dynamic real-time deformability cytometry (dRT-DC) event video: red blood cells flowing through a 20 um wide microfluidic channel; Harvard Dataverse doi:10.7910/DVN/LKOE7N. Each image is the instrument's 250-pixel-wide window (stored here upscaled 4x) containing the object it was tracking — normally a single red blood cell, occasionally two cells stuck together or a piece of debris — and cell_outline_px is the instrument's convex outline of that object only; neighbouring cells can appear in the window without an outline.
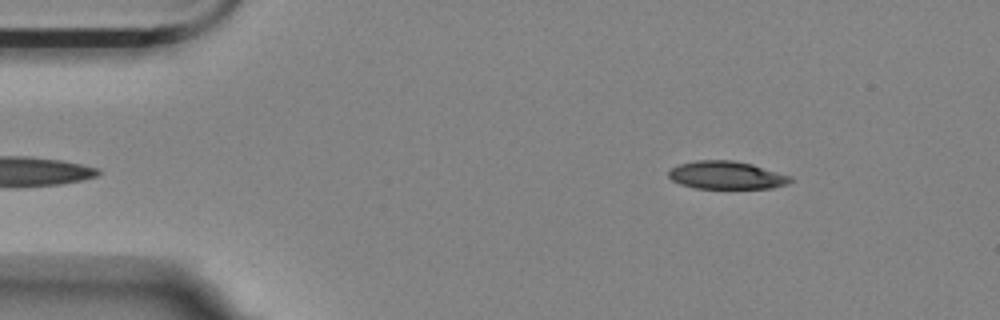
{"species": "Egyptian fruit bat (a non-hibernating species)", "species_latin": "Rousettus aegyptiacus", "temperature_condition": "room temperature", "stored_images_in_passage": 42, "camera_frame_rate_fps": 3000, "um_per_image_px": 0.085, "animal": {"sex": "female"}, "frame": {"image": 1, "passage_image": 2, "time_ms": 0.333, "image_size_px": [1000, 320], "cell_outline_px": [[792, 180], [788, 184], [772, 188], [696, 188], [680, 184], [672, 180], [668, 176], [668, 172], [672, 168], [680, 164], [696, 160], [732, 160], [752, 164], [792, 176]], "centroid_in_image_um": [61.76, 14.89], "position_along_channel_um": 23.2, "area_um2": 19.77}}
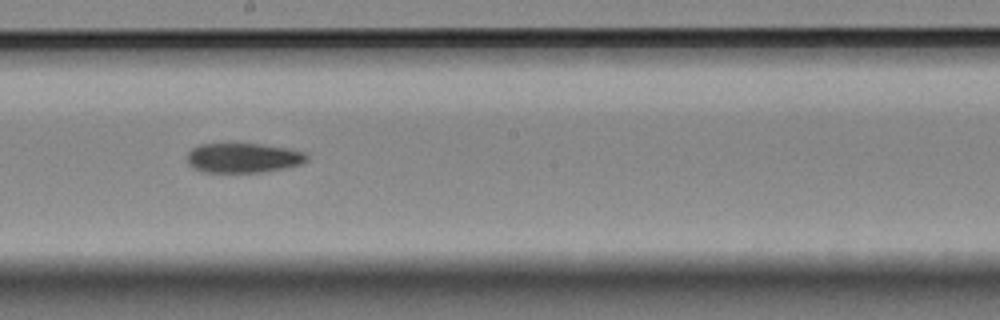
{"frame": {"image": 2, "passage_image": 25, "time_ms": 8.0, "image_size_px": [1000, 320], "cell_outline_px": [[308, 160], [300, 164], [284, 168], [264, 172], [204, 172], [188, 164], [188, 152], [192, 148], [200, 144], [260, 144], [288, 148], [304, 152], [308, 156]], "centroid_in_image_um": [20.69, 13.42], "position_along_channel_um": 227.5, "area_um2": 20.58}}
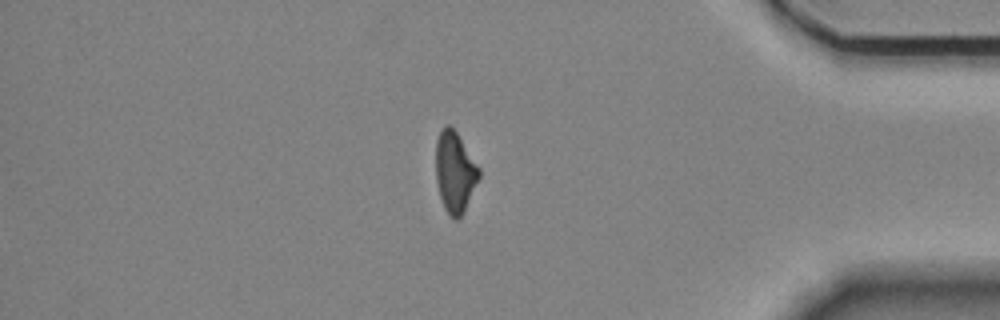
{"frame": {"image": 3, "passage_image": 42, "time_ms": 13.667, "image_size_px": [1000, 320], "cell_outline_px": [[480, 176], [464, 212], [456, 220], [444, 208], [440, 196], [436, 180], [436, 140], [444, 124], [448, 124], [456, 132], [480, 168]], "centroid_in_image_um": [38.66, 14.61], "position_along_channel_um": 396.5, "area_um2": 20.11}, "authors_computed_cell_mechanics": {"area_um2": 21.0103, "velocity_mm_per_s": 3.5391, "shape_relaxation_time_tau1_ms": 9.3914, "shape_relaxation_time_tau2_ms": null, "deformation_change_tau1": 0.2314, "deformation_change_tau2": null}}